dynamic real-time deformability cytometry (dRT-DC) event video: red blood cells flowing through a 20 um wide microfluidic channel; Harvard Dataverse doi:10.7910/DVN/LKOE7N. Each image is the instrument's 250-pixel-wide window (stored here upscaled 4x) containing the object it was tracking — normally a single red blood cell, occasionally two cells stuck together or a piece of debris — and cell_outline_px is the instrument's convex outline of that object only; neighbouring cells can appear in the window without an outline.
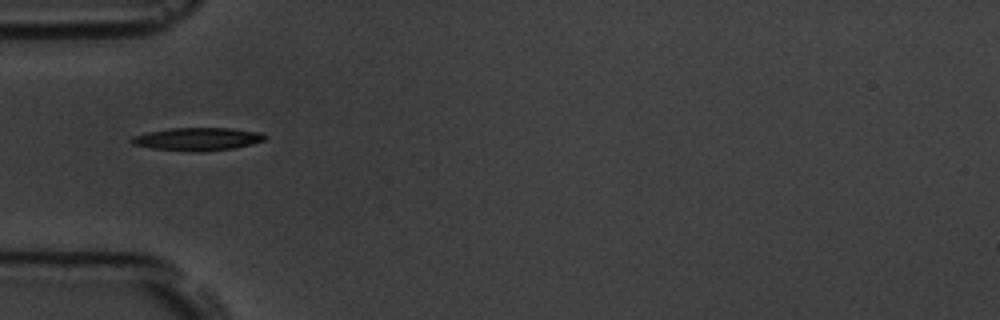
{"species": "common noctule bat (a hibernating species)", "species_latin": "Nyctalus noctula", "temperature_condition": "room temperature", "stored_images_in_passage": 3, "camera_frame_rate_fps": 3000, "um_per_image_px": 0.085, "animal": {"sex": "male", "body_mass_g": 19.5, "forearm_length_mm": 54.6}, "frame": {"image": 1, "passage_image": 1, "time_ms": 0.0, "image_size_px": [1000, 320], "cell_outline_px": [[268, 136], [264, 140], [252, 144], [232, 148], [200, 152], [152, 148], [132, 144], [128, 140], [132, 136], [148, 132], [172, 128], [232, 128], [260, 132]], "centroid_in_image_um": [16.79, 11.81], "position_along_channel_um": 68.2, "area_um2": 17.74}}
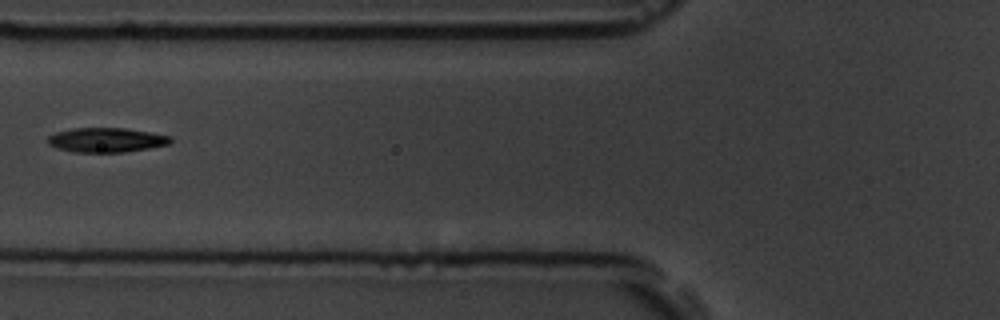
{"frame": {"image": 2, "passage_image": 2, "time_ms": 1.333, "image_size_px": [1000, 320], "cell_outline_px": [[172, 140], [168, 144], [148, 148], [124, 152], [72, 152], [56, 148], [48, 144], [48, 136], [56, 132], [72, 128], [124, 128], [172, 136]], "centroid_in_image_um": [9.0, 11.9], "position_along_channel_um": 116.8, "area_um2": 17.46}}
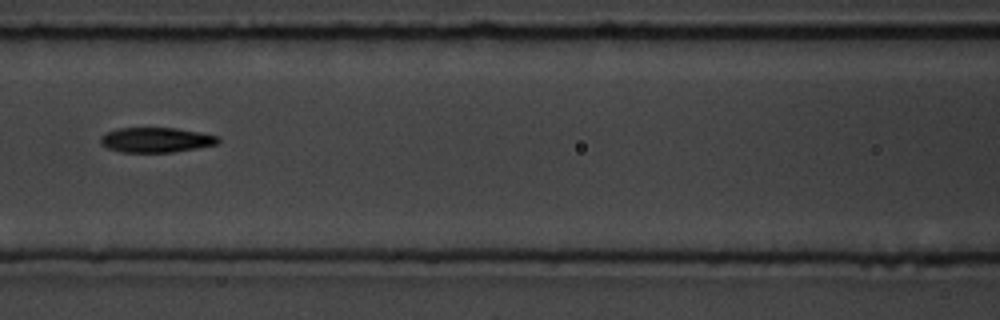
{"frame": {"image": 3, "passage_image": 3, "time_ms": 2.333, "image_size_px": [1000, 320], "cell_outline_px": [[220, 140], [216, 144], [196, 148], [172, 152], [120, 152], [108, 148], [100, 144], [100, 136], [116, 128], [176, 128], [200, 132], [220, 136]], "centroid_in_image_um": [13.25, 11.89], "position_along_channel_um": 153.3, "area_um2": 17.11}}